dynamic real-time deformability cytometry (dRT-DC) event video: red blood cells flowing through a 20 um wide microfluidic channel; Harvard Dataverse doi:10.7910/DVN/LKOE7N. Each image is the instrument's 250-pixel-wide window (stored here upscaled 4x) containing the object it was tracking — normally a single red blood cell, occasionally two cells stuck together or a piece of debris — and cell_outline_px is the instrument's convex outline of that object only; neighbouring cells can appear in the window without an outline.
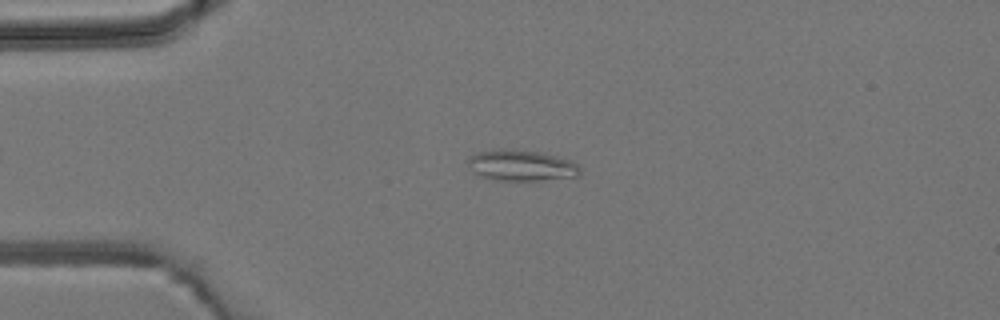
{"species": "common noctule bat (a hibernating species)", "species_latin": "Nyctalus noctula", "temperature_condition": "room temperature", "stored_images_in_passage": 4, "camera_frame_rate_fps": 3000, "um_per_image_px": 0.085, "animal": {"sex": "male", "body_mass_g": 19.2, "forearm_length_mm": 51.8}, "frame": {"image": 1, "passage_image": 2, "time_ms": 1.333, "image_size_px": [1000, 320], "cell_outline_px": [[580, 172], [576, 176], [540, 180], [504, 180], [480, 176], [472, 172], [468, 164], [468, 156], [476, 152], [500, 148], [512, 148], [544, 152], [568, 160], [576, 164], [580, 168]], "centroid_in_image_um": [44.25, 14.03], "position_along_channel_um": 40.7, "area_um2": 20.29}}